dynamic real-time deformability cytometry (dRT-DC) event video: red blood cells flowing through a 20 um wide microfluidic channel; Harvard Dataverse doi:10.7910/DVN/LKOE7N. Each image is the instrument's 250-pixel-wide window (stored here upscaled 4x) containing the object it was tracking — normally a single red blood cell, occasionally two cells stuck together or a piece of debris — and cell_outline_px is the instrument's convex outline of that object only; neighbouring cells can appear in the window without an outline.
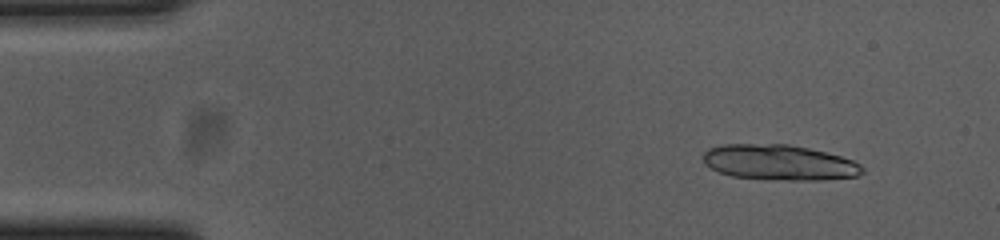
{"species": "common noctule bat (a hibernating species)", "species_latin": "Nyctalus noctula", "temperature_condition": "cold", "stored_images_in_passage": 46, "camera_frame_rate_fps": 3000, "um_per_image_px": 0.085, "animal": {"sex": "female", "body_mass_g": 23.0, "forearm_length_mm": 53.4}, "frame": {"image": 1, "passage_image": 5, "time_ms": 1.333, "image_size_px": [1000, 240], "cell_outline_px": [[864, 172], [856, 176], [824, 180], [772, 180], [732, 176], [720, 172], [704, 164], [704, 152], [708, 148], [720, 144], [788, 144], [808, 148], [840, 156], [852, 160], [860, 164], [864, 168]], "centroid_in_image_um": [66.23, 13.81], "position_along_channel_um": 18.8, "area_um2": 32.95}}
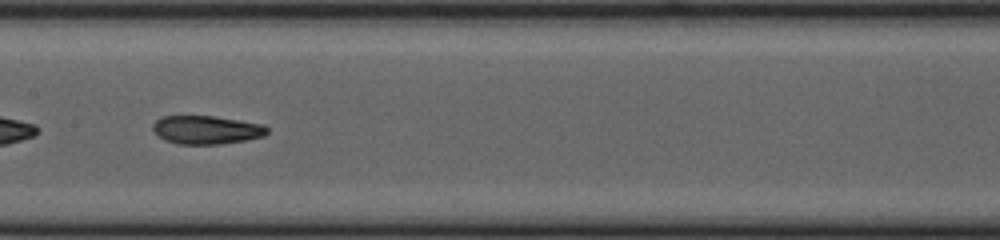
{"frame": {"image": 2, "passage_image": 27, "time_ms": 8.667, "image_size_px": [1000, 240], "cell_outline_px": [[268, 132], [264, 136], [248, 140], [220, 144], [180, 144], [164, 140], [152, 128], [152, 124], [160, 116], [212, 116], [264, 124], [268, 128]], "centroid_in_image_um": [17.57, 11.04], "position_along_channel_um": 189.8, "area_um2": 18.96}}
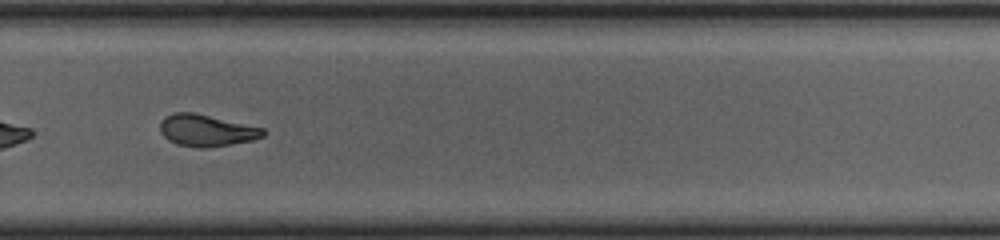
{"frame": {"image": 3, "passage_image": 37, "time_ms": 12.0, "image_size_px": [1000, 240], "cell_outline_px": [[268, 132], [264, 136], [252, 140], [208, 148], [196, 148], [176, 144], [168, 140], [160, 132], [160, 120], [164, 116], [172, 112], [192, 112], [264, 128]], "centroid_in_image_um": [17.52, 11.09], "position_along_channel_um": 312.3, "area_um2": 19.25}, "authors_computed_cell_mechanics": {"area_um2": 19.6809, "velocity_mm_per_s": 3.6819, "shape_relaxation_time_tau1_ms": 11.1491, "shape_relaxation_time_tau2_ms": 2.6486, "deformation_change_tau1": 0.2667, "deformation_change_tau2": 0.0946}}